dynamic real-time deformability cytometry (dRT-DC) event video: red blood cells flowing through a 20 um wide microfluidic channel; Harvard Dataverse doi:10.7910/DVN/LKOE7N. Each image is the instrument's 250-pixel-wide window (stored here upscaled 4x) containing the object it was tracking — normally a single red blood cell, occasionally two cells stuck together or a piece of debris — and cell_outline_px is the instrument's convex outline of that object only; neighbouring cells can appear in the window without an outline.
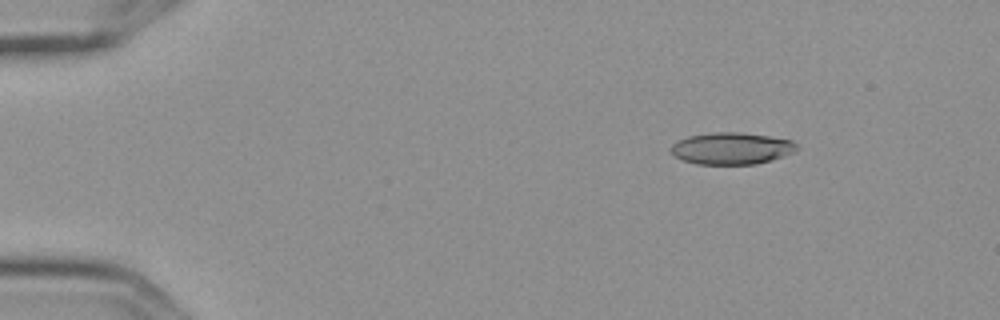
{"species": "Egyptian fruit bat (a non-hibernating species)", "species_latin": "Rousettus aegyptiacus", "temperature_condition": "cold", "stored_images_in_passage": 8, "camera_frame_rate_fps": 3000, "um_per_image_px": 0.085, "frame": {"image": 1, "passage_image": 3, "time_ms": 0.667, "image_size_px": [1000, 320], "cell_outline_px": [[796, 152], [772, 160], [756, 164], [696, 164], [684, 160], [676, 156], [672, 152], [672, 144], [688, 136], [712, 132], [740, 132], [768, 136], [792, 140], [796, 144]], "centroid_in_image_um": [62.22, 12.61], "position_along_channel_um": 22.8, "area_um2": 23.24}}
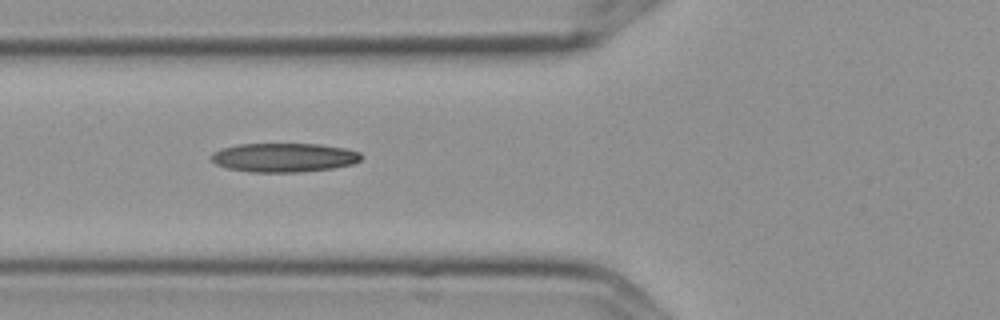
{"frame": {"image": 2, "passage_image": 7, "time_ms": 2.0, "image_size_px": [1000, 320], "cell_outline_px": [[360, 160], [352, 164], [332, 168], [300, 172], [248, 172], [228, 168], [216, 164], [208, 156], [212, 152], [220, 148], [240, 144], [320, 144], [348, 148], [360, 152]], "centroid_in_image_um": [24.11, 13.38], "position_along_channel_um": 101.7, "area_um2": 25.49}}
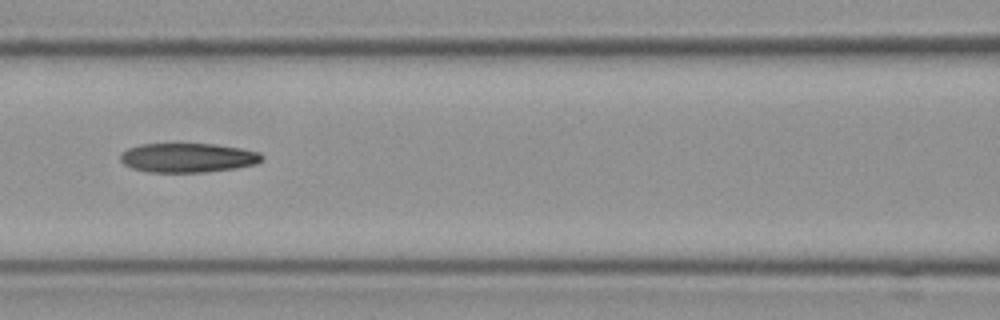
{"frame": {"image": 3, "passage_image": 8, "time_ms": 2.333, "image_size_px": [1000, 320], "cell_outline_px": [[264, 156], [256, 164], [236, 168], [204, 172], [148, 172], [132, 168], [124, 164], [120, 160], [120, 156], [128, 148], [140, 144], [216, 144], [240, 148], [260, 152]], "centroid_in_image_um": [15.97, 13.41], "position_along_channel_um": 150.6, "area_um2": 24.1}}